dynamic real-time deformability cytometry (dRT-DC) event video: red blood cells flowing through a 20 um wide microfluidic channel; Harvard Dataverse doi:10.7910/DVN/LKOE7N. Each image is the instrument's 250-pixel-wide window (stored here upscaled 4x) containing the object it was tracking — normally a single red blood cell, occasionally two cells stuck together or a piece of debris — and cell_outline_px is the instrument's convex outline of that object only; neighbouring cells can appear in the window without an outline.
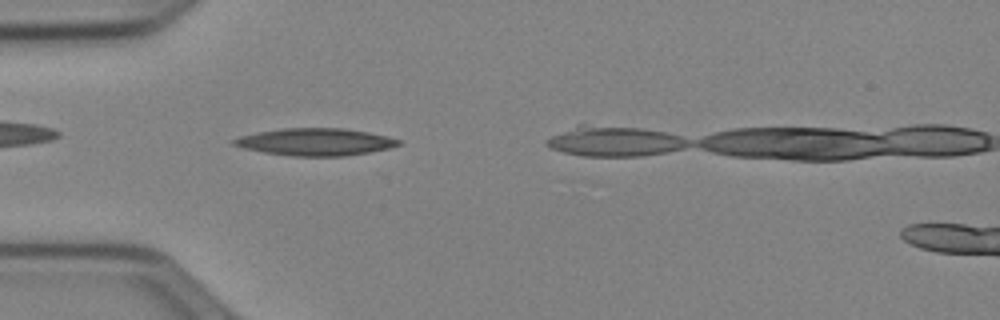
{"species": "Egyptian fruit bat (a non-hibernating species)", "species_latin": "Rousettus aegyptiacus", "temperature_condition": "cold", "stored_images_in_passage": 9, "camera_frame_rate_fps": 3000, "um_per_image_px": 0.085, "animal": {"sex": "female"}, "frame": {"image": 1, "passage_image": 8, "time_ms": 2.333, "image_size_px": [1000, 320], "cell_outline_px": [[400, 144], [388, 148], [368, 152], [344, 156], [296, 156], [264, 152], [244, 148], [232, 144], [232, 140], [240, 136], [260, 132], [284, 128], [344, 128], [368, 132], [400, 140]], "centroid_in_image_um": [26.79, 12.06], "position_along_channel_um": 58.2, "area_um2": 25.72}}